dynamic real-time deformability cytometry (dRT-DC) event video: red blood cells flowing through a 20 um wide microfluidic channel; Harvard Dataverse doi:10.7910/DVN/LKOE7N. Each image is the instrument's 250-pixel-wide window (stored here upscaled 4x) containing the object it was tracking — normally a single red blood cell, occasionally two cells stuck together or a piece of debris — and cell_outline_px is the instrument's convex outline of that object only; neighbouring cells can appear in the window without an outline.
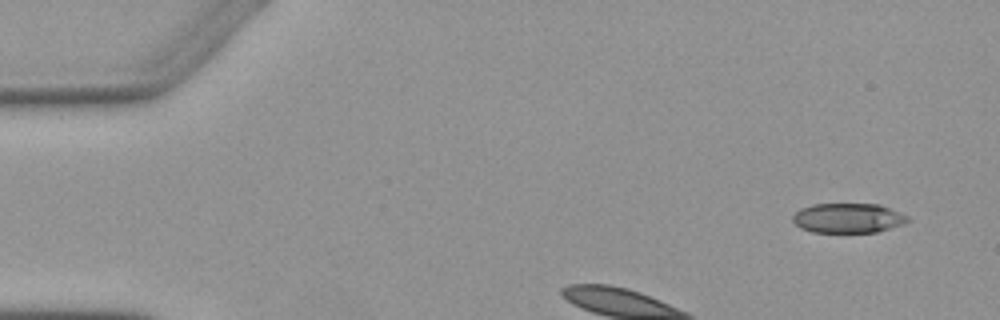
{"species": "Egyptian fruit bat (a non-hibernating species)", "species_latin": "Rousettus aegyptiacus", "temperature_condition": "warm", "stored_images_in_passage": 4, "camera_frame_rate_fps": 3000, "um_per_image_px": 0.085, "animal": {"sex": "female"}, "frame": {"image": 1, "passage_image": 1, "time_ms": 0.0, "image_size_px": [1000, 320], "cell_outline_px": [[912, 220], [904, 224], [876, 232], [812, 232], [800, 228], [792, 220], [792, 216], [800, 208], [812, 204], [880, 204], [900, 212], [908, 216]], "centroid_in_image_um": [72.1, 18.53], "position_along_channel_um": 12.9, "area_um2": 20.06}}